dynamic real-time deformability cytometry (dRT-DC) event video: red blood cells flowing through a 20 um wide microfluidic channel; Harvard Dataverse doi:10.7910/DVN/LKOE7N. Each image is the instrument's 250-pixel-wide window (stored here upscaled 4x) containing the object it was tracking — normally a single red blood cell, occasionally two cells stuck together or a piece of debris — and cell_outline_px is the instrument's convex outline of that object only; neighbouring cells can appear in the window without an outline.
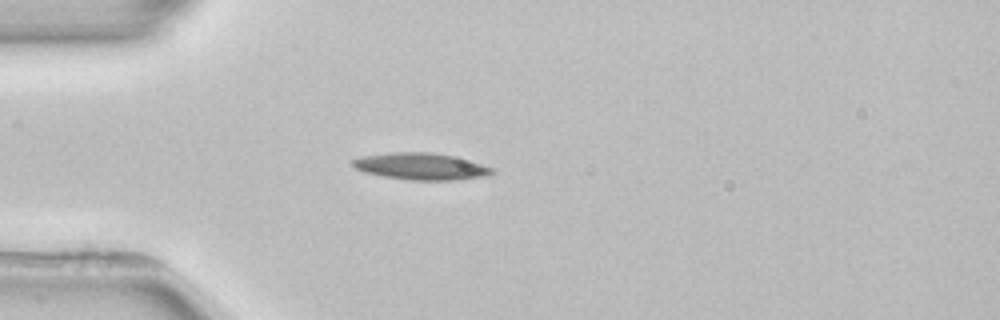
{"species": "common noctule bat (a hibernating species)", "species_latin": "Nyctalus noctula", "temperature_condition": "room temperature", "stored_images_in_passage": 4, "camera_frame_rate_fps": 3000, "um_per_image_px": 0.085, "animal": {"sex": "female", "body_mass_g": 22.7, "forearm_length_mm": 54.2}, "frame": {"image": 1, "passage_image": 4, "time_ms": 4.0, "image_size_px": [1000, 320], "cell_outline_px": [[496, 172], [488, 176], [456, 180], [408, 180], [384, 176], [364, 172], [356, 168], [352, 164], [352, 160], [360, 156], [392, 152], [432, 152], [452, 156], [496, 168]], "centroid_in_image_um": [35.81, 14.14], "position_along_channel_um": 49.2, "area_um2": 21.85}}